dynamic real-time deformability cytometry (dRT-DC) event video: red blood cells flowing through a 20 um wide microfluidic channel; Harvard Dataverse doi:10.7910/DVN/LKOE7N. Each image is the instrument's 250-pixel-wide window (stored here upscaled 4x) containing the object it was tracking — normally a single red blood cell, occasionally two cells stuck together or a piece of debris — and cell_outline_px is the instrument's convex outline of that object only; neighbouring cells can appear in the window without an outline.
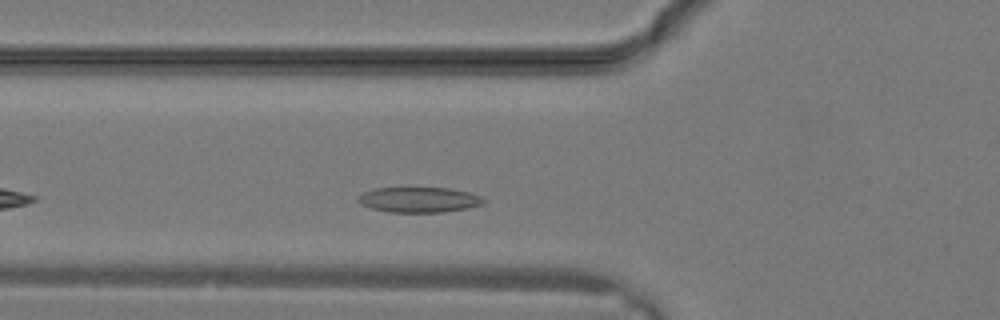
{"species": "common noctule bat (a hibernating species)", "species_latin": "Nyctalus noctula", "temperature_condition": "warm", "stored_images_in_passage": 23, "camera_frame_rate_fps": 3000, "um_per_image_px": 0.085, "animal": {"sex": "male", "body_mass_g": 19.2, "forearm_length_mm": 51.8}, "frame": {"image": 1, "passage_image": 5, "time_ms": 1.333, "image_size_px": [1000, 320], "cell_outline_px": [[488, 200], [484, 204], [468, 208], [444, 212], [388, 212], [372, 208], [360, 204], [356, 200], [364, 192], [372, 188], [404, 184], [448, 188], [472, 192], [484, 196]], "centroid_in_image_um": [35.64, 16.91], "position_along_channel_um": 90.2, "area_um2": 19.88}}
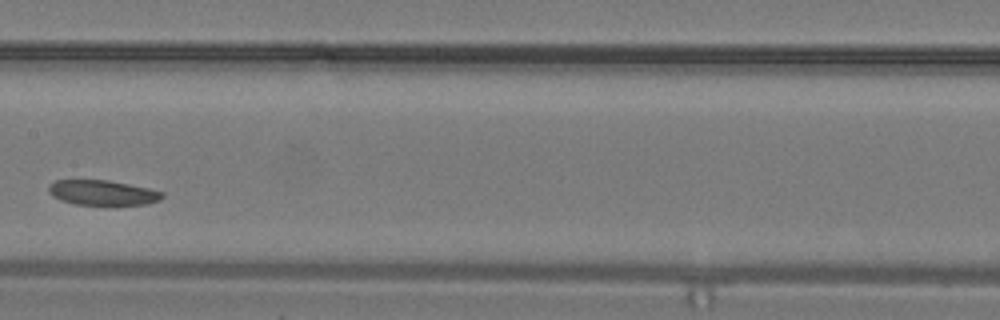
{"frame": {"image": 2, "passage_image": 10, "time_ms": 3.0, "image_size_px": [1000, 320], "cell_outline_px": [[164, 196], [160, 200], [148, 204], [76, 204], [60, 200], [52, 196], [48, 188], [48, 184], [56, 180], [108, 180], [148, 188], [164, 192]], "centroid_in_image_um": [8.71, 16.37], "position_along_channel_um": 198.7, "area_um2": 16.42}}
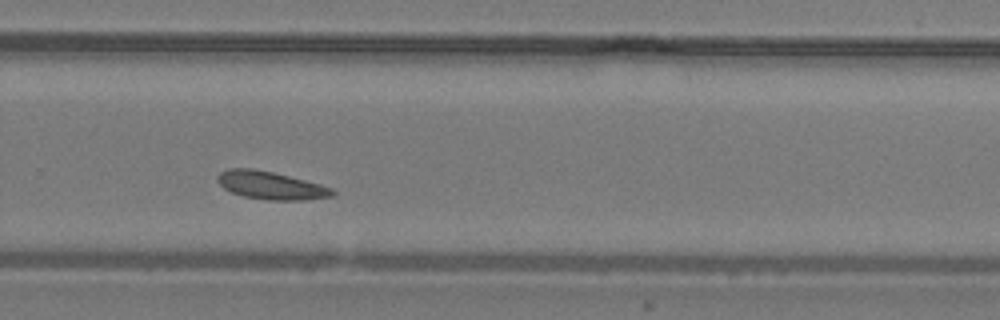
{"frame": {"image": 3, "passage_image": 15, "time_ms": 4.667, "image_size_px": [1000, 320], "cell_outline_px": [[336, 192], [332, 196], [304, 200], [268, 200], [244, 196], [232, 192], [224, 188], [216, 180], [216, 176], [220, 172], [228, 168], [252, 168], [272, 172], [320, 184], [332, 188]], "centroid_in_image_um": [22.99, 15.75], "position_along_channel_um": 306.8, "area_um2": 18.55}}